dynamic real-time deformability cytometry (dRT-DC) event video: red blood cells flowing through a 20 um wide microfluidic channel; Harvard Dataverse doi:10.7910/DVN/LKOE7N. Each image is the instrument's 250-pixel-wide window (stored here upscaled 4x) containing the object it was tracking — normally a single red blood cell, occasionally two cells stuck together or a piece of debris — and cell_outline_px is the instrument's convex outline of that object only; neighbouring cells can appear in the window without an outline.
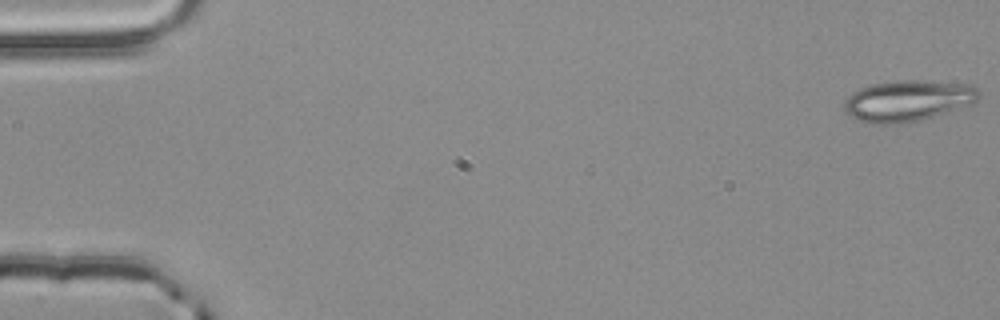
{"species": "common noctule bat (a hibernating species)", "species_latin": "Nyctalus noctula", "temperature_condition": "room temperature", "stored_images_in_passage": 55, "camera_frame_rate_fps": 3000, "um_per_image_px": 0.085, "animal": {"sex": "male", "body_mass_g": 20.4}, "frame": {"image": 1, "passage_image": 1, "time_ms": 0.0, "image_size_px": [1000, 320], "cell_outline_px": [[980, 96], [972, 104], [920, 120], [884, 124], [868, 124], [844, 112], [844, 100], [852, 92], [860, 88], [872, 84], [896, 80], [916, 80], [972, 84], [980, 92]], "centroid_in_image_um": [77.15, 8.55], "position_along_channel_um": 7.8, "area_um2": 32.14}}
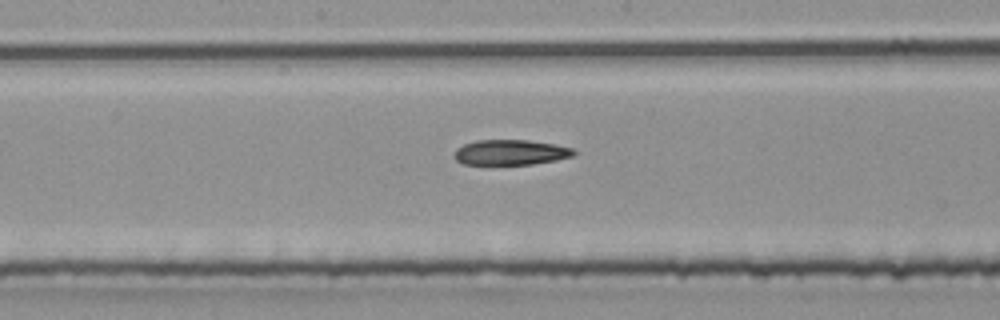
{"frame": {"image": 2, "passage_image": 29, "time_ms": 9.333, "image_size_px": [1000, 320], "cell_outline_px": [[576, 156], [556, 160], [532, 164], [488, 168], [464, 164], [456, 160], [456, 148], [464, 144], [476, 140], [528, 140], [556, 144], [572, 148], [576, 152]], "centroid_in_image_um": [43.38, 13.0], "position_along_channel_um": 204.8, "area_um2": 18.55}}
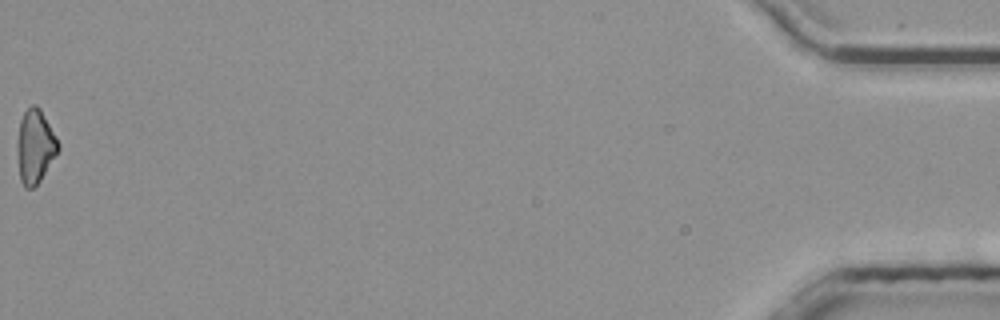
{"frame": {"image": 3, "passage_image": 55, "time_ms": 18.0, "image_size_px": [1000, 320], "cell_outline_px": [[60, 148], [40, 180], [32, 188], [24, 188], [20, 180], [16, 152], [16, 144], [20, 120], [24, 112], [32, 104], [36, 104], [40, 108], [56, 136], [60, 144]], "centroid_in_image_um": [2.96, 12.44], "position_along_channel_um": 432.2, "area_um2": 17.69}, "authors_computed_cell_mechanics": {"area_um2": 18.8428, "velocity_mm_per_s": 3.857, "shape_relaxation_time_tau1_ms": 10.4943, "shape_relaxation_time_tau2_ms": null, "deformation_change_tau1": 0.1687, "deformation_change_tau2": null}}